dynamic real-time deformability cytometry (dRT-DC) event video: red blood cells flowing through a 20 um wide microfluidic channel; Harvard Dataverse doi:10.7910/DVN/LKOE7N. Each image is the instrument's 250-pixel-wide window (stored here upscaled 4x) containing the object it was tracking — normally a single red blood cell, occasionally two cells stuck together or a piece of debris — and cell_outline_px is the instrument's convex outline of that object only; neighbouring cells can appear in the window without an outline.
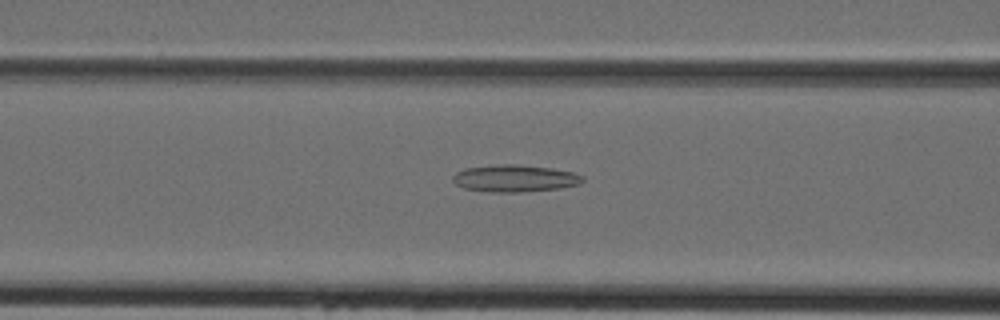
{"species": "Egyptian fruit bat (a non-hibernating species)", "species_latin": "Rousettus aegyptiacus", "temperature_condition": "cold", "stored_images_in_passage": 22, "camera_frame_rate_fps": 3000, "um_per_image_px": 0.085, "animal": {"sex": "female"}, "frame": {"image": 1, "passage_image": 5, "time_ms": 1.333, "image_size_px": [1000, 320], "cell_outline_px": [[584, 180], [580, 184], [560, 188], [520, 192], [488, 192], [464, 188], [456, 184], [452, 180], [452, 176], [456, 172], [464, 168], [500, 164], [516, 164], [552, 168], [572, 172], [584, 176]], "centroid_in_image_um": [43.75, 15.16], "position_along_channel_um": 122.9, "area_um2": 20.58}}
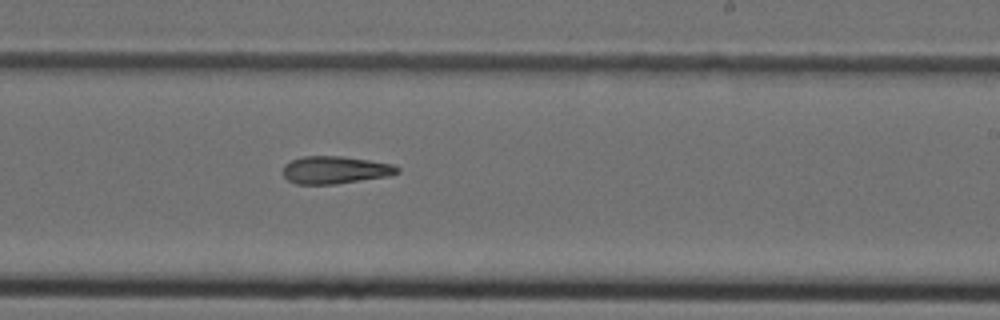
{"frame": {"image": 2, "passage_image": 14, "time_ms": 4.333, "image_size_px": [1000, 320], "cell_outline_px": [[400, 172], [388, 176], [336, 184], [296, 184], [288, 180], [284, 176], [284, 164], [292, 160], [304, 156], [340, 156], [368, 160], [392, 164], [400, 168]], "centroid_in_image_um": [28.49, 14.45], "position_along_channel_um": 260.5, "area_um2": 18.26}}
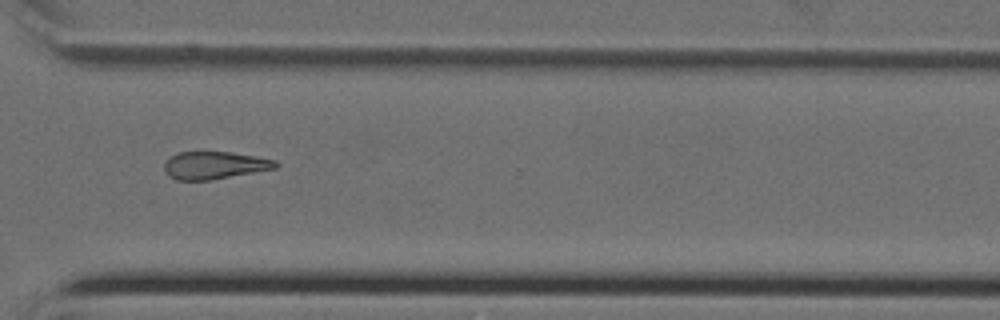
{"frame": {"image": 3, "passage_image": 20, "time_ms": 6.333, "image_size_px": [1000, 320], "cell_outline_px": [[280, 164], [276, 168], [212, 180], [176, 180], [168, 176], [164, 168], [164, 164], [176, 152], [228, 152], [276, 160]], "centroid_in_image_um": [18.22, 14.06], "position_along_channel_um": 352.4, "area_um2": 17.74}}